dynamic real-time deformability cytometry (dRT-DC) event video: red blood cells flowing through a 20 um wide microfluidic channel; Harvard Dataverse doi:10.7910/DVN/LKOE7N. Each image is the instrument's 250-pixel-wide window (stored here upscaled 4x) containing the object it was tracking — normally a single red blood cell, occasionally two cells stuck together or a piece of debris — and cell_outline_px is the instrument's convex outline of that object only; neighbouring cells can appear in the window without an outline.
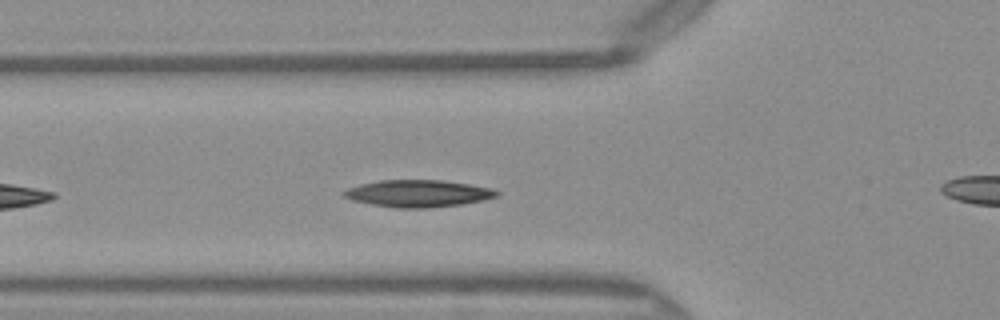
{"species": "Egyptian fruit bat (a non-hibernating species)", "species_latin": "Rousettus aegyptiacus", "temperature_condition": "warm", "stored_images_in_passage": 15, "camera_frame_rate_fps": 3000, "um_per_image_px": 0.085, "frame": {"image": 1, "passage_image": 5, "time_ms": 1.333, "image_size_px": [1000, 320], "cell_outline_px": [[500, 196], [484, 200], [460, 204], [432, 208], [396, 208], [372, 204], [352, 200], [344, 196], [340, 192], [348, 188], [360, 184], [380, 180], [440, 180], [468, 184], [492, 188], [500, 192]], "centroid_in_image_um": [35.55, 16.45], "position_along_channel_um": 90.2, "area_um2": 24.16}}
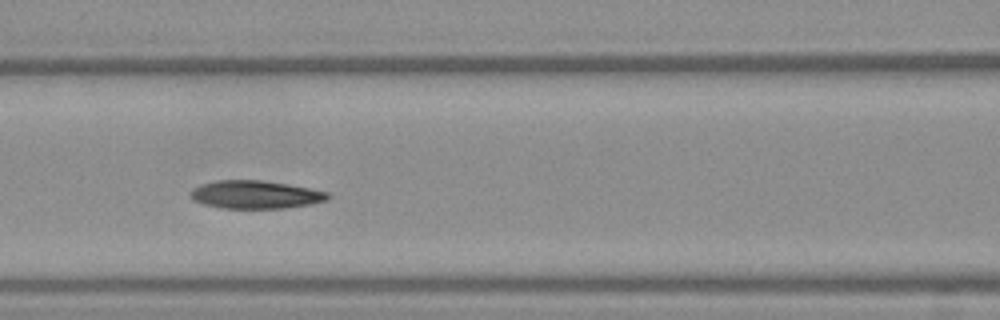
{"frame": {"image": 2, "passage_image": 9, "time_ms": 2.667, "image_size_px": [1000, 320], "cell_outline_px": [[332, 196], [328, 200], [312, 204], [284, 208], [220, 208], [204, 204], [192, 200], [192, 188], [200, 184], [216, 180], [260, 180], [288, 184], [312, 188], [328, 192]], "centroid_in_image_um": [21.75, 16.54], "position_along_channel_um": 144.8, "area_um2": 22.6}}